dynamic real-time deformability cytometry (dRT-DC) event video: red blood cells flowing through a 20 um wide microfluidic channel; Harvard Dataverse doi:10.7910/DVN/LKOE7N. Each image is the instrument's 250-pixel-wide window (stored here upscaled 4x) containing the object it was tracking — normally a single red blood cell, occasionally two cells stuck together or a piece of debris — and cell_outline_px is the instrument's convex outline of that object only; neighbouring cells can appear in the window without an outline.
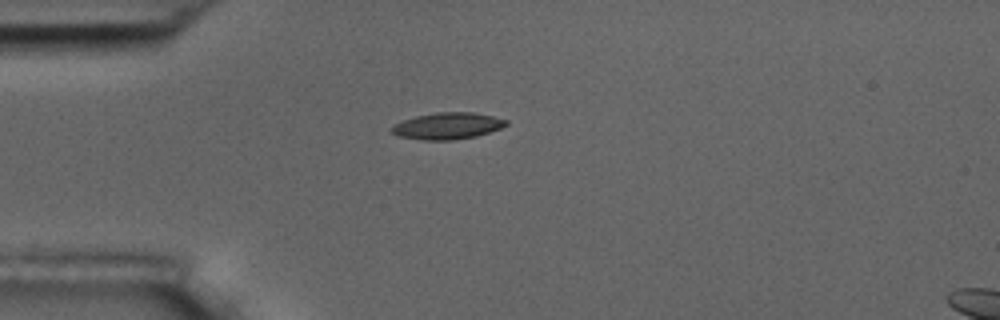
{"species": "common noctule bat (a hibernating species)", "species_latin": "Nyctalus noctula", "temperature_condition": "room temperature", "stored_images_in_passage": 6, "camera_frame_rate_fps": 3000, "um_per_image_px": 0.085, "animal": {"sex": "male", "body_mass_g": 17.5, "forearm_length_mm": 52.3}, "frame": {"image": 1, "passage_image": 1, "time_ms": 0.0, "image_size_px": [1000, 320], "cell_outline_px": [[508, 124], [500, 128], [476, 136], [452, 140], [424, 140], [396, 136], [388, 128], [404, 120], [416, 116], [436, 112], [472, 112], [492, 116], [508, 120]], "centroid_in_image_um": [38.01, 10.7], "position_along_channel_um": 47.0, "area_um2": 17.69}}
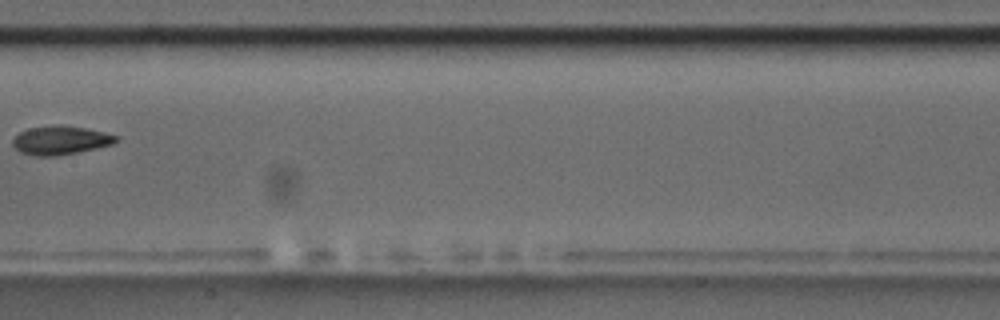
{"frame": {"image": 2, "passage_image": 5, "time_ms": 4.667, "image_size_px": [1000, 320], "cell_outline_px": [[120, 140], [112, 144], [96, 148], [56, 156], [36, 156], [20, 152], [12, 144], [12, 140], [20, 132], [28, 128], [60, 124], [64, 124], [88, 128], [120, 136]], "centroid_in_image_um": [5.18, 11.9], "position_along_channel_um": 202.2, "area_um2": 17.46}}
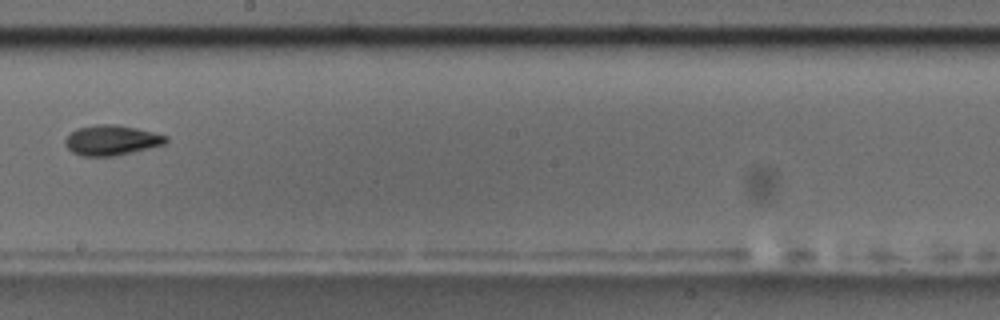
{"frame": {"image": 3, "passage_image": 6, "time_ms": 5.667, "image_size_px": [1000, 320], "cell_outline_px": [[168, 140], [164, 144], [116, 156], [84, 156], [72, 152], [64, 144], [64, 140], [76, 128], [96, 124], [120, 124], [168, 136]], "centroid_in_image_um": [9.47, 11.91], "position_along_channel_um": 238.7, "area_um2": 17.69}}